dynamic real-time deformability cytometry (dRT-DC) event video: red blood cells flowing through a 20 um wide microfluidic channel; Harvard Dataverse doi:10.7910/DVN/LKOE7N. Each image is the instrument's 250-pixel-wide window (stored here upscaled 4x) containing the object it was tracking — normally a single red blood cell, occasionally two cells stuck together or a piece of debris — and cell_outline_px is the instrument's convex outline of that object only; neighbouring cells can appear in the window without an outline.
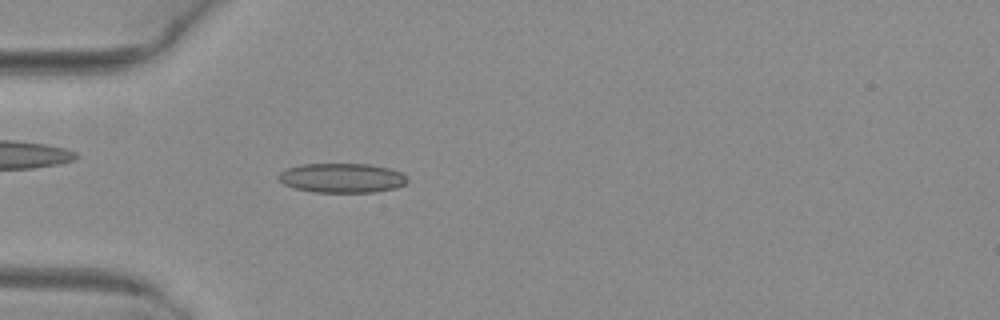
{"species": "common noctule bat (a hibernating species)", "species_latin": "Nyctalus noctula", "temperature_condition": "warm", "stored_images_in_passage": 44, "camera_frame_rate_fps": 3000, "um_per_image_px": 0.085, "animal": {"sex": "female", "body_mass_g": 29.2, "forearm_length_mm": 56.3}, "frame": {"image": 1, "passage_image": 9, "time_ms": 2.667, "image_size_px": [1000, 320], "cell_outline_px": [[408, 180], [404, 184], [396, 188], [372, 192], [312, 192], [296, 188], [284, 184], [276, 176], [280, 172], [288, 168], [304, 164], [368, 164], [388, 168], [400, 172], [408, 176]], "centroid_in_image_um": [29.07, 15.13], "position_along_channel_um": 55.9, "area_um2": 22.02}}
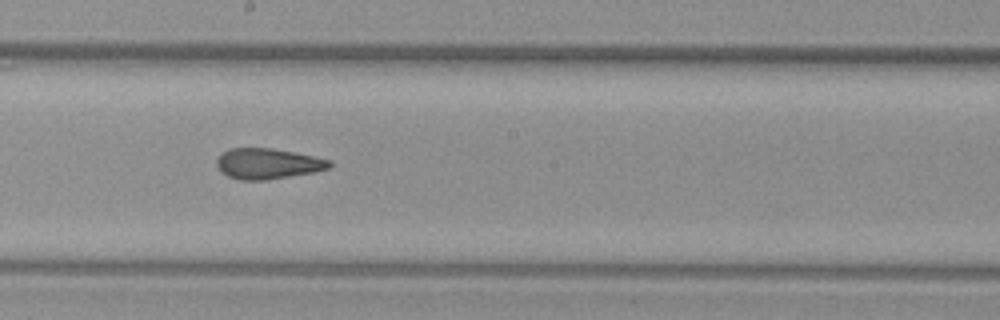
{"frame": {"image": 2, "passage_image": 22, "time_ms": 7.0, "image_size_px": [1000, 320], "cell_outline_px": [[332, 164], [328, 168], [312, 172], [264, 180], [240, 180], [228, 176], [220, 172], [216, 164], [216, 160], [228, 148], [272, 148], [332, 160]], "centroid_in_image_um": [22.72, 13.91], "position_along_channel_um": 225.5, "area_um2": 19.88}}
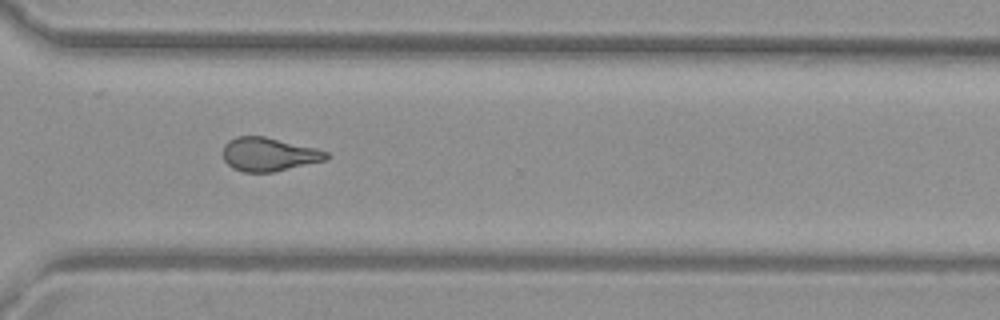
{"frame": {"image": 3, "passage_image": 31, "time_ms": 10.0, "image_size_px": [1000, 320], "cell_outline_px": [[332, 156], [328, 160], [272, 172], [244, 172], [232, 168], [224, 160], [224, 144], [228, 140], [236, 136], [264, 136], [316, 148], [328, 152]], "centroid_in_image_um": [22.88, 13.12], "position_along_channel_um": 347.7, "area_um2": 20.35}, "authors_computed_cell_mechanics": {"area_um2": 20.519, "velocity_mm_per_s": 4.0841, "shape_relaxation_time_tau1_ms": null, "shape_relaxation_time_tau2_ms": 1.9452, "deformation_change_tau1": null, "deformation_change_tau2": 0.1088}}